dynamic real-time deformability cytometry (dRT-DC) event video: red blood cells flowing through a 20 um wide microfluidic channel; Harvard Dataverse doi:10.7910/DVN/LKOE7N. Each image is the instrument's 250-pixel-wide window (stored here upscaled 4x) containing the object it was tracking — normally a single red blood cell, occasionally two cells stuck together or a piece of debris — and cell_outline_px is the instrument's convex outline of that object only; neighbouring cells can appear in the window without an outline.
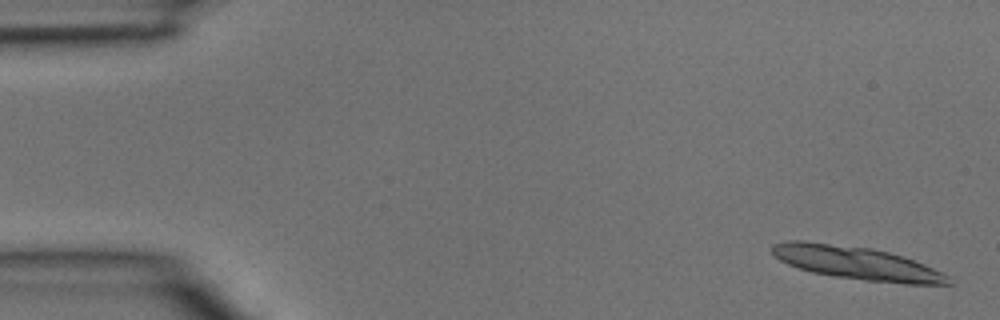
{"species": "common noctule bat (a hibernating species)", "species_latin": "Nyctalus noctula", "temperature_condition": "room temperature", "stored_images_in_passage": 4, "camera_frame_rate_fps": 3000, "um_per_image_px": 0.085, "animal": {"sex": "male", "body_mass_g": 15.6}, "frame": {"image": 1, "passage_image": 1, "time_ms": 0.0, "image_size_px": [1000, 320], "cell_outline_px": [[952, 284], [904, 284], [864, 280], [836, 276], [812, 272], [788, 264], [780, 260], [772, 252], [772, 244], [788, 240], [804, 240], [872, 248], [888, 252], [924, 264], [948, 276]], "centroid_in_image_um": [72.78, 22.35], "position_along_channel_um": 12.2, "area_um2": 33.64}}